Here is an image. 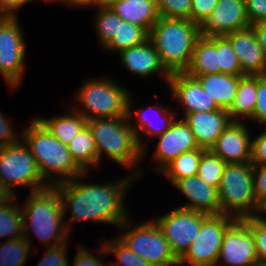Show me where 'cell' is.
Instances as JSON below:
<instances>
[{
    "label": "cell",
    "instance_id": "35",
    "mask_svg": "<svg viewBox=\"0 0 266 266\" xmlns=\"http://www.w3.org/2000/svg\"><path fill=\"white\" fill-rule=\"evenodd\" d=\"M95 28L100 41V46H105L114 36L118 29V21L122 19L108 6H99L96 12Z\"/></svg>",
    "mask_w": 266,
    "mask_h": 266
},
{
    "label": "cell",
    "instance_id": "12",
    "mask_svg": "<svg viewBox=\"0 0 266 266\" xmlns=\"http://www.w3.org/2000/svg\"><path fill=\"white\" fill-rule=\"evenodd\" d=\"M208 216L203 212L176 207L153 219L163 232L172 252L179 259L197 237L202 222Z\"/></svg>",
    "mask_w": 266,
    "mask_h": 266
},
{
    "label": "cell",
    "instance_id": "23",
    "mask_svg": "<svg viewBox=\"0 0 266 266\" xmlns=\"http://www.w3.org/2000/svg\"><path fill=\"white\" fill-rule=\"evenodd\" d=\"M108 6L124 21L150 32L160 15L156 0H114Z\"/></svg>",
    "mask_w": 266,
    "mask_h": 266
},
{
    "label": "cell",
    "instance_id": "50",
    "mask_svg": "<svg viewBox=\"0 0 266 266\" xmlns=\"http://www.w3.org/2000/svg\"><path fill=\"white\" fill-rule=\"evenodd\" d=\"M12 195L0 184V206L7 202Z\"/></svg>",
    "mask_w": 266,
    "mask_h": 266
},
{
    "label": "cell",
    "instance_id": "41",
    "mask_svg": "<svg viewBox=\"0 0 266 266\" xmlns=\"http://www.w3.org/2000/svg\"><path fill=\"white\" fill-rule=\"evenodd\" d=\"M254 196L263 208L266 205V165H253Z\"/></svg>",
    "mask_w": 266,
    "mask_h": 266
},
{
    "label": "cell",
    "instance_id": "19",
    "mask_svg": "<svg viewBox=\"0 0 266 266\" xmlns=\"http://www.w3.org/2000/svg\"><path fill=\"white\" fill-rule=\"evenodd\" d=\"M190 127L199 147L211 149L222 132L233 122L227 109L187 113L182 118Z\"/></svg>",
    "mask_w": 266,
    "mask_h": 266
},
{
    "label": "cell",
    "instance_id": "21",
    "mask_svg": "<svg viewBox=\"0 0 266 266\" xmlns=\"http://www.w3.org/2000/svg\"><path fill=\"white\" fill-rule=\"evenodd\" d=\"M119 57L123 68L132 74L147 78L157 73L164 78L167 85L171 74L162 65L159 54L149 39L140 45L120 51Z\"/></svg>",
    "mask_w": 266,
    "mask_h": 266
},
{
    "label": "cell",
    "instance_id": "37",
    "mask_svg": "<svg viewBox=\"0 0 266 266\" xmlns=\"http://www.w3.org/2000/svg\"><path fill=\"white\" fill-rule=\"evenodd\" d=\"M156 5L161 17L191 20L192 0H156Z\"/></svg>",
    "mask_w": 266,
    "mask_h": 266
},
{
    "label": "cell",
    "instance_id": "53",
    "mask_svg": "<svg viewBox=\"0 0 266 266\" xmlns=\"http://www.w3.org/2000/svg\"><path fill=\"white\" fill-rule=\"evenodd\" d=\"M263 213L266 215V205L262 208L261 214Z\"/></svg>",
    "mask_w": 266,
    "mask_h": 266
},
{
    "label": "cell",
    "instance_id": "9",
    "mask_svg": "<svg viewBox=\"0 0 266 266\" xmlns=\"http://www.w3.org/2000/svg\"><path fill=\"white\" fill-rule=\"evenodd\" d=\"M129 217L118 227L119 239L136 255L142 257L151 266H179V259L172 252L163 232L154 221L141 225H132ZM124 232V233H123Z\"/></svg>",
    "mask_w": 266,
    "mask_h": 266
},
{
    "label": "cell",
    "instance_id": "2",
    "mask_svg": "<svg viewBox=\"0 0 266 266\" xmlns=\"http://www.w3.org/2000/svg\"><path fill=\"white\" fill-rule=\"evenodd\" d=\"M32 119L20 136L29 146L43 180L53 187L84 174L72 159L68 147L54 137L36 117Z\"/></svg>",
    "mask_w": 266,
    "mask_h": 266
},
{
    "label": "cell",
    "instance_id": "42",
    "mask_svg": "<svg viewBox=\"0 0 266 266\" xmlns=\"http://www.w3.org/2000/svg\"><path fill=\"white\" fill-rule=\"evenodd\" d=\"M218 0H192L191 21L199 26L211 14Z\"/></svg>",
    "mask_w": 266,
    "mask_h": 266
},
{
    "label": "cell",
    "instance_id": "46",
    "mask_svg": "<svg viewBox=\"0 0 266 266\" xmlns=\"http://www.w3.org/2000/svg\"><path fill=\"white\" fill-rule=\"evenodd\" d=\"M77 248V253L74 257L73 266H108L97 255L90 252L86 247Z\"/></svg>",
    "mask_w": 266,
    "mask_h": 266
},
{
    "label": "cell",
    "instance_id": "16",
    "mask_svg": "<svg viewBox=\"0 0 266 266\" xmlns=\"http://www.w3.org/2000/svg\"><path fill=\"white\" fill-rule=\"evenodd\" d=\"M167 88L171 91L172 99L182 103L183 116L197 111L209 112L221 109L204 91L200 82L185 72L172 73Z\"/></svg>",
    "mask_w": 266,
    "mask_h": 266
},
{
    "label": "cell",
    "instance_id": "7",
    "mask_svg": "<svg viewBox=\"0 0 266 266\" xmlns=\"http://www.w3.org/2000/svg\"><path fill=\"white\" fill-rule=\"evenodd\" d=\"M221 214L244 219L261 215L262 207L254 196L253 165L246 163L226 164L218 188Z\"/></svg>",
    "mask_w": 266,
    "mask_h": 266
},
{
    "label": "cell",
    "instance_id": "6",
    "mask_svg": "<svg viewBox=\"0 0 266 266\" xmlns=\"http://www.w3.org/2000/svg\"><path fill=\"white\" fill-rule=\"evenodd\" d=\"M121 86L115 80L102 76L84 80L73 96L80 108H72L87 120L127 116L131 93Z\"/></svg>",
    "mask_w": 266,
    "mask_h": 266
},
{
    "label": "cell",
    "instance_id": "28",
    "mask_svg": "<svg viewBox=\"0 0 266 266\" xmlns=\"http://www.w3.org/2000/svg\"><path fill=\"white\" fill-rule=\"evenodd\" d=\"M67 147L72 159L84 172H88L91 166L98 168L95 141L87 125L71 140Z\"/></svg>",
    "mask_w": 266,
    "mask_h": 266
},
{
    "label": "cell",
    "instance_id": "52",
    "mask_svg": "<svg viewBox=\"0 0 266 266\" xmlns=\"http://www.w3.org/2000/svg\"><path fill=\"white\" fill-rule=\"evenodd\" d=\"M112 1H114V0H101V6H102V5H108V4H110Z\"/></svg>",
    "mask_w": 266,
    "mask_h": 266
},
{
    "label": "cell",
    "instance_id": "15",
    "mask_svg": "<svg viewBox=\"0 0 266 266\" xmlns=\"http://www.w3.org/2000/svg\"><path fill=\"white\" fill-rule=\"evenodd\" d=\"M155 138H158V143L152 156L159 173L180 154L199 148L190 127L182 118H176L168 130Z\"/></svg>",
    "mask_w": 266,
    "mask_h": 266
},
{
    "label": "cell",
    "instance_id": "10",
    "mask_svg": "<svg viewBox=\"0 0 266 266\" xmlns=\"http://www.w3.org/2000/svg\"><path fill=\"white\" fill-rule=\"evenodd\" d=\"M17 18L0 16V74L11 90L21 85L25 70L26 45Z\"/></svg>",
    "mask_w": 266,
    "mask_h": 266
},
{
    "label": "cell",
    "instance_id": "3",
    "mask_svg": "<svg viewBox=\"0 0 266 266\" xmlns=\"http://www.w3.org/2000/svg\"><path fill=\"white\" fill-rule=\"evenodd\" d=\"M21 209L24 237L30 244V230L46 248L68 242L70 233L63 221L65 219L59 192L54 187L29 192Z\"/></svg>",
    "mask_w": 266,
    "mask_h": 266
},
{
    "label": "cell",
    "instance_id": "30",
    "mask_svg": "<svg viewBox=\"0 0 266 266\" xmlns=\"http://www.w3.org/2000/svg\"><path fill=\"white\" fill-rule=\"evenodd\" d=\"M149 33L142 27L131 24L124 20L118 21V29L113 38L104 46L105 52L126 50L144 43L148 40Z\"/></svg>",
    "mask_w": 266,
    "mask_h": 266
},
{
    "label": "cell",
    "instance_id": "5",
    "mask_svg": "<svg viewBox=\"0 0 266 266\" xmlns=\"http://www.w3.org/2000/svg\"><path fill=\"white\" fill-rule=\"evenodd\" d=\"M199 36L200 27L191 20L160 16L152 26L148 39L156 48L162 65L172 74L185 72L189 67Z\"/></svg>",
    "mask_w": 266,
    "mask_h": 266
},
{
    "label": "cell",
    "instance_id": "25",
    "mask_svg": "<svg viewBox=\"0 0 266 266\" xmlns=\"http://www.w3.org/2000/svg\"><path fill=\"white\" fill-rule=\"evenodd\" d=\"M241 77L242 75L217 73L194 78L220 108L228 109L234 101Z\"/></svg>",
    "mask_w": 266,
    "mask_h": 266
},
{
    "label": "cell",
    "instance_id": "26",
    "mask_svg": "<svg viewBox=\"0 0 266 266\" xmlns=\"http://www.w3.org/2000/svg\"><path fill=\"white\" fill-rule=\"evenodd\" d=\"M257 99V76L243 75L239 80L237 93L227 109L233 121L250 120L254 114Z\"/></svg>",
    "mask_w": 266,
    "mask_h": 266
},
{
    "label": "cell",
    "instance_id": "51",
    "mask_svg": "<svg viewBox=\"0 0 266 266\" xmlns=\"http://www.w3.org/2000/svg\"><path fill=\"white\" fill-rule=\"evenodd\" d=\"M251 266H266L265 263L260 262V261H256L255 263H253Z\"/></svg>",
    "mask_w": 266,
    "mask_h": 266
},
{
    "label": "cell",
    "instance_id": "43",
    "mask_svg": "<svg viewBox=\"0 0 266 266\" xmlns=\"http://www.w3.org/2000/svg\"><path fill=\"white\" fill-rule=\"evenodd\" d=\"M258 137L252 138L251 163L252 165H266V127Z\"/></svg>",
    "mask_w": 266,
    "mask_h": 266
},
{
    "label": "cell",
    "instance_id": "31",
    "mask_svg": "<svg viewBox=\"0 0 266 266\" xmlns=\"http://www.w3.org/2000/svg\"><path fill=\"white\" fill-rule=\"evenodd\" d=\"M205 150L199 147L195 150L180 154L160 173L170 181L171 185L179 179L197 175L199 160Z\"/></svg>",
    "mask_w": 266,
    "mask_h": 266
},
{
    "label": "cell",
    "instance_id": "44",
    "mask_svg": "<svg viewBox=\"0 0 266 266\" xmlns=\"http://www.w3.org/2000/svg\"><path fill=\"white\" fill-rule=\"evenodd\" d=\"M245 5L250 25L266 20V0H245Z\"/></svg>",
    "mask_w": 266,
    "mask_h": 266
},
{
    "label": "cell",
    "instance_id": "29",
    "mask_svg": "<svg viewBox=\"0 0 266 266\" xmlns=\"http://www.w3.org/2000/svg\"><path fill=\"white\" fill-rule=\"evenodd\" d=\"M4 237L6 241L24 237L22 209L16 195L0 206V238Z\"/></svg>",
    "mask_w": 266,
    "mask_h": 266
},
{
    "label": "cell",
    "instance_id": "34",
    "mask_svg": "<svg viewBox=\"0 0 266 266\" xmlns=\"http://www.w3.org/2000/svg\"><path fill=\"white\" fill-rule=\"evenodd\" d=\"M31 247L25 237L5 240L0 245V266H24L31 253Z\"/></svg>",
    "mask_w": 266,
    "mask_h": 266
},
{
    "label": "cell",
    "instance_id": "45",
    "mask_svg": "<svg viewBox=\"0 0 266 266\" xmlns=\"http://www.w3.org/2000/svg\"><path fill=\"white\" fill-rule=\"evenodd\" d=\"M12 121L10 122L5 115L0 112V146H7L9 144L17 143L22 139L12 128Z\"/></svg>",
    "mask_w": 266,
    "mask_h": 266
},
{
    "label": "cell",
    "instance_id": "36",
    "mask_svg": "<svg viewBox=\"0 0 266 266\" xmlns=\"http://www.w3.org/2000/svg\"><path fill=\"white\" fill-rule=\"evenodd\" d=\"M217 52H219L220 73L242 75L237 54L225 36H217Z\"/></svg>",
    "mask_w": 266,
    "mask_h": 266
},
{
    "label": "cell",
    "instance_id": "54",
    "mask_svg": "<svg viewBox=\"0 0 266 266\" xmlns=\"http://www.w3.org/2000/svg\"><path fill=\"white\" fill-rule=\"evenodd\" d=\"M42 1H43V0H42ZM44 1H47V2H49V3H52V2H53V3H54V2L56 3L57 0H44Z\"/></svg>",
    "mask_w": 266,
    "mask_h": 266
},
{
    "label": "cell",
    "instance_id": "18",
    "mask_svg": "<svg viewBox=\"0 0 266 266\" xmlns=\"http://www.w3.org/2000/svg\"><path fill=\"white\" fill-rule=\"evenodd\" d=\"M240 62L242 76L266 75V57L252 27L225 35Z\"/></svg>",
    "mask_w": 266,
    "mask_h": 266
},
{
    "label": "cell",
    "instance_id": "33",
    "mask_svg": "<svg viewBox=\"0 0 266 266\" xmlns=\"http://www.w3.org/2000/svg\"><path fill=\"white\" fill-rule=\"evenodd\" d=\"M226 164L210 149L205 150L199 160L197 176L208 185L218 189Z\"/></svg>",
    "mask_w": 266,
    "mask_h": 266
},
{
    "label": "cell",
    "instance_id": "13",
    "mask_svg": "<svg viewBox=\"0 0 266 266\" xmlns=\"http://www.w3.org/2000/svg\"><path fill=\"white\" fill-rule=\"evenodd\" d=\"M256 261L255 238L248 227V217L236 219L223 234L216 266L222 262V266H251Z\"/></svg>",
    "mask_w": 266,
    "mask_h": 266
},
{
    "label": "cell",
    "instance_id": "38",
    "mask_svg": "<svg viewBox=\"0 0 266 266\" xmlns=\"http://www.w3.org/2000/svg\"><path fill=\"white\" fill-rule=\"evenodd\" d=\"M263 215L248 217V227L255 238L257 259L266 264V217Z\"/></svg>",
    "mask_w": 266,
    "mask_h": 266
},
{
    "label": "cell",
    "instance_id": "4",
    "mask_svg": "<svg viewBox=\"0 0 266 266\" xmlns=\"http://www.w3.org/2000/svg\"><path fill=\"white\" fill-rule=\"evenodd\" d=\"M87 126L95 141L99 166L106 155L121 166L133 168V176L138 178L141 175L143 170L138 167L143 158V149L127 116L89 119Z\"/></svg>",
    "mask_w": 266,
    "mask_h": 266
},
{
    "label": "cell",
    "instance_id": "8",
    "mask_svg": "<svg viewBox=\"0 0 266 266\" xmlns=\"http://www.w3.org/2000/svg\"><path fill=\"white\" fill-rule=\"evenodd\" d=\"M0 184L15 196L14 188H30V192L50 187L42 178L29 146L21 139L0 146Z\"/></svg>",
    "mask_w": 266,
    "mask_h": 266
},
{
    "label": "cell",
    "instance_id": "40",
    "mask_svg": "<svg viewBox=\"0 0 266 266\" xmlns=\"http://www.w3.org/2000/svg\"><path fill=\"white\" fill-rule=\"evenodd\" d=\"M250 120L266 127V75L257 76V99L254 114Z\"/></svg>",
    "mask_w": 266,
    "mask_h": 266
},
{
    "label": "cell",
    "instance_id": "24",
    "mask_svg": "<svg viewBox=\"0 0 266 266\" xmlns=\"http://www.w3.org/2000/svg\"><path fill=\"white\" fill-rule=\"evenodd\" d=\"M185 73L191 77L220 73L217 36L200 35L194 45L192 58Z\"/></svg>",
    "mask_w": 266,
    "mask_h": 266
},
{
    "label": "cell",
    "instance_id": "27",
    "mask_svg": "<svg viewBox=\"0 0 266 266\" xmlns=\"http://www.w3.org/2000/svg\"><path fill=\"white\" fill-rule=\"evenodd\" d=\"M67 115H57L52 118L36 117L60 142L66 146L71 140L87 125L85 119L80 113L71 110Z\"/></svg>",
    "mask_w": 266,
    "mask_h": 266
},
{
    "label": "cell",
    "instance_id": "14",
    "mask_svg": "<svg viewBox=\"0 0 266 266\" xmlns=\"http://www.w3.org/2000/svg\"><path fill=\"white\" fill-rule=\"evenodd\" d=\"M245 0H218L211 14L199 26L200 35L225 36L250 27Z\"/></svg>",
    "mask_w": 266,
    "mask_h": 266
},
{
    "label": "cell",
    "instance_id": "20",
    "mask_svg": "<svg viewBox=\"0 0 266 266\" xmlns=\"http://www.w3.org/2000/svg\"><path fill=\"white\" fill-rule=\"evenodd\" d=\"M133 104H134V101L132 102L131 95H130L129 100H128L127 118L129 120L130 126L136 133L139 146L143 149V157H144L145 151H146L145 147L151 140L149 138H153V137L155 138L163 134L166 130H168L171 124L175 121L176 115L170 111V108L168 109L167 107H164V105L162 106L161 104H159L158 106L150 105L146 108L141 107V108H138L137 111L135 112V110H133L134 109L132 106ZM152 109L156 111V112L154 111L155 113L153 112L154 115L153 114L152 115L157 120L159 119L158 120L159 123L157 124V126H155V123L152 121L155 118L152 117L151 119V117L149 118L147 114L148 111ZM133 116L137 118V121H138V123H136L137 126L132 124L133 121H131V119L134 118ZM160 122H161V125H160ZM146 135H148V137H146L145 138L146 140H144V137ZM142 137H143L144 142L142 141Z\"/></svg>",
    "mask_w": 266,
    "mask_h": 266
},
{
    "label": "cell",
    "instance_id": "1",
    "mask_svg": "<svg viewBox=\"0 0 266 266\" xmlns=\"http://www.w3.org/2000/svg\"><path fill=\"white\" fill-rule=\"evenodd\" d=\"M88 172L72 180L53 186L60 195L63 213L70 208V216L65 225L70 233V223L92 221L113 224L119 227L130 215L125 205L126 194L135 176H127L106 184L83 182ZM80 179V180H79ZM128 213V214H127Z\"/></svg>",
    "mask_w": 266,
    "mask_h": 266
},
{
    "label": "cell",
    "instance_id": "48",
    "mask_svg": "<svg viewBox=\"0 0 266 266\" xmlns=\"http://www.w3.org/2000/svg\"><path fill=\"white\" fill-rule=\"evenodd\" d=\"M251 27L255 32L258 43L264 50V54L266 57V20L253 23Z\"/></svg>",
    "mask_w": 266,
    "mask_h": 266
},
{
    "label": "cell",
    "instance_id": "32",
    "mask_svg": "<svg viewBox=\"0 0 266 266\" xmlns=\"http://www.w3.org/2000/svg\"><path fill=\"white\" fill-rule=\"evenodd\" d=\"M103 244L98 248L97 253L104 256L105 254H114L117 258V262L110 263L108 266H151L142 257L132 252L126 244H124L118 237L111 240H105Z\"/></svg>",
    "mask_w": 266,
    "mask_h": 266
},
{
    "label": "cell",
    "instance_id": "47",
    "mask_svg": "<svg viewBox=\"0 0 266 266\" xmlns=\"http://www.w3.org/2000/svg\"><path fill=\"white\" fill-rule=\"evenodd\" d=\"M34 0H0V16L16 17L17 10Z\"/></svg>",
    "mask_w": 266,
    "mask_h": 266
},
{
    "label": "cell",
    "instance_id": "39",
    "mask_svg": "<svg viewBox=\"0 0 266 266\" xmlns=\"http://www.w3.org/2000/svg\"><path fill=\"white\" fill-rule=\"evenodd\" d=\"M67 243L54 247H48L37 266H70L67 256Z\"/></svg>",
    "mask_w": 266,
    "mask_h": 266
},
{
    "label": "cell",
    "instance_id": "22",
    "mask_svg": "<svg viewBox=\"0 0 266 266\" xmlns=\"http://www.w3.org/2000/svg\"><path fill=\"white\" fill-rule=\"evenodd\" d=\"M173 186L189 201L187 204L178 207L208 215L221 214L218 189L208 185L197 175L179 179Z\"/></svg>",
    "mask_w": 266,
    "mask_h": 266
},
{
    "label": "cell",
    "instance_id": "17",
    "mask_svg": "<svg viewBox=\"0 0 266 266\" xmlns=\"http://www.w3.org/2000/svg\"><path fill=\"white\" fill-rule=\"evenodd\" d=\"M245 121H233L210 149L227 164L251 162L252 136Z\"/></svg>",
    "mask_w": 266,
    "mask_h": 266
},
{
    "label": "cell",
    "instance_id": "11",
    "mask_svg": "<svg viewBox=\"0 0 266 266\" xmlns=\"http://www.w3.org/2000/svg\"><path fill=\"white\" fill-rule=\"evenodd\" d=\"M236 220L235 217L219 214L209 215L201 224L200 232L186 252L179 258V266H216L223 234Z\"/></svg>",
    "mask_w": 266,
    "mask_h": 266
},
{
    "label": "cell",
    "instance_id": "49",
    "mask_svg": "<svg viewBox=\"0 0 266 266\" xmlns=\"http://www.w3.org/2000/svg\"><path fill=\"white\" fill-rule=\"evenodd\" d=\"M56 2L60 3L62 2L65 5H70L73 7H80V8H89V6H93L98 8L101 6V0H57Z\"/></svg>",
    "mask_w": 266,
    "mask_h": 266
}]
</instances>
